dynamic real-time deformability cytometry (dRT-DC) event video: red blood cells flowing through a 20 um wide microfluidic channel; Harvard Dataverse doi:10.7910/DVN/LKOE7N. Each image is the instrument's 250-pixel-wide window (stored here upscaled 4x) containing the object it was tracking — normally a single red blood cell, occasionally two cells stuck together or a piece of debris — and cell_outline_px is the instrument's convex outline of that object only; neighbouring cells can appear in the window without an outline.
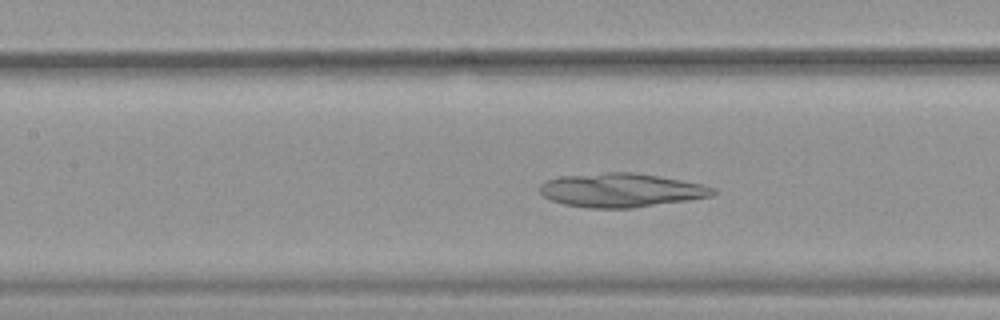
{"species": "common noctule bat (a hibernating species)", "species_latin": "Nyctalus noctula", "temperature_condition": "warm", "stored_images_in_passage": 51, "camera_frame_rate_fps": 3000, "um_per_image_px": 0.085, "animal": {"sex": "female", "body_mass_g": 19.9}, "frame": {"image": 1, "passage_image": 22, "time_ms": 7.0, "image_size_px": [1000, 320], "cell_outline_px": [[716, 192], [712, 196], [688, 200], [632, 208], [588, 208], [564, 204], [552, 200], [544, 196], [540, 192], [540, 184], [544, 180], [560, 176], [604, 172], [632, 172], [680, 180], [700, 184], [716, 188]], "centroid_in_image_um": [52.76, 16.16], "position_along_channel_um": 154.6, "area_um2": 34.1}}
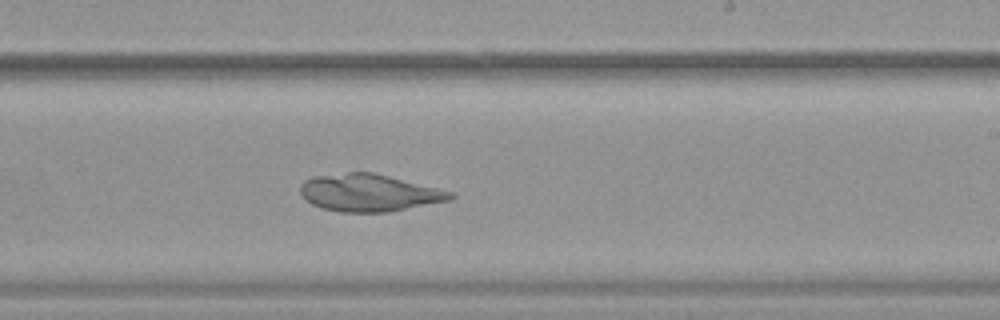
{"frame": {"image": 2, "passage_image": 30, "time_ms": 9.667, "image_size_px": [1000, 320], "cell_outline_px": [[456, 196], [452, 200], [388, 212], [340, 212], [320, 208], [304, 200], [300, 192], [300, 184], [304, 180], [312, 176], [348, 172], [372, 172], [456, 192]], "centroid_in_image_um": [31.37, 16.39], "position_along_channel_um": 257.6, "area_um2": 33.0}}
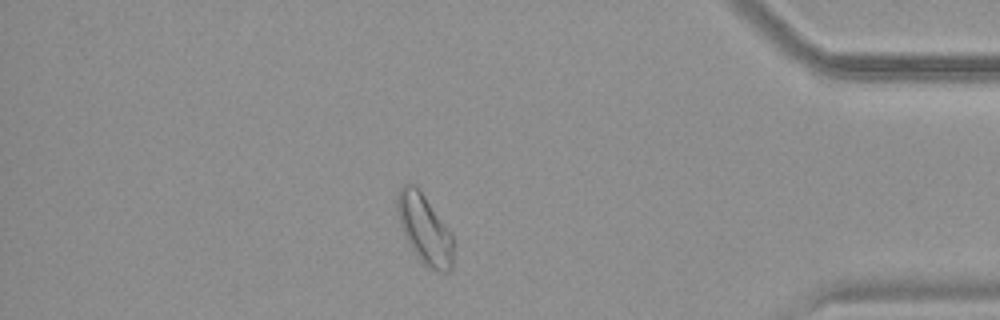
{"frame": {"image": 3, "passage_image": 44, "time_ms": 14.333, "image_size_px": [1000, 320], "cell_outline_px": [[452, 268], [448, 272], [436, 272], [424, 268], [404, 236], [400, 228], [396, 212], [396, 196], [400, 188], [404, 184], [412, 184], [424, 196], [452, 232]], "centroid_in_image_um": [36.06, 19.53], "position_along_channel_um": 399.1, "area_um2": 22.95}}